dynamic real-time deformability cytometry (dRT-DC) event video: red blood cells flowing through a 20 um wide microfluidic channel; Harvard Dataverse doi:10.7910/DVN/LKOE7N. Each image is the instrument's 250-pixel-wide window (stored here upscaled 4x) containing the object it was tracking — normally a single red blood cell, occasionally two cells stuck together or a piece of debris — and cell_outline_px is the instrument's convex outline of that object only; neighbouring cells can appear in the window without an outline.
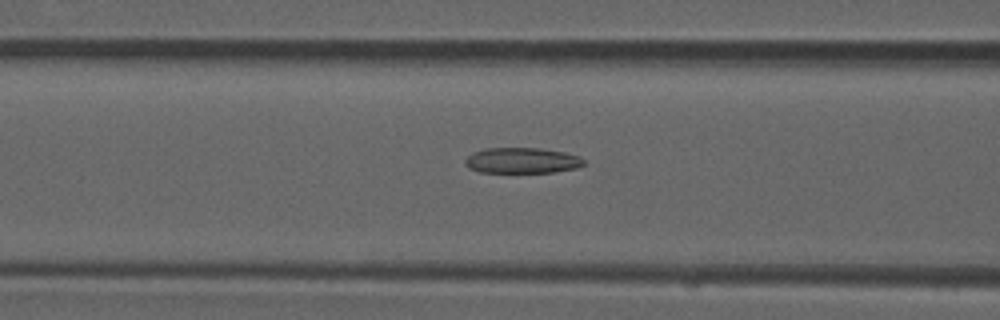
{"species": "common noctule bat (a hibernating species)", "species_latin": "Nyctalus noctula", "temperature_condition": "room temperature", "stored_images_in_passage": 44, "camera_frame_rate_fps": 3000, "um_per_image_px": 0.085, "animal": {"sex": "male", "forearm_length_mm": 52.5}, "frame": {"image": 1, "passage_image": 21, "time_ms": 6.667, "image_size_px": [1000, 320], "cell_outline_px": [[588, 160], [584, 164], [576, 168], [552, 172], [480, 172], [468, 168], [464, 164], [464, 160], [472, 152], [484, 148], [540, 148], [564, 152], [580, 156]], "centroid_in_image_um": [44.37, 13.63], "position_along_channel_um": 122.2, "area_um2": 17.92}}
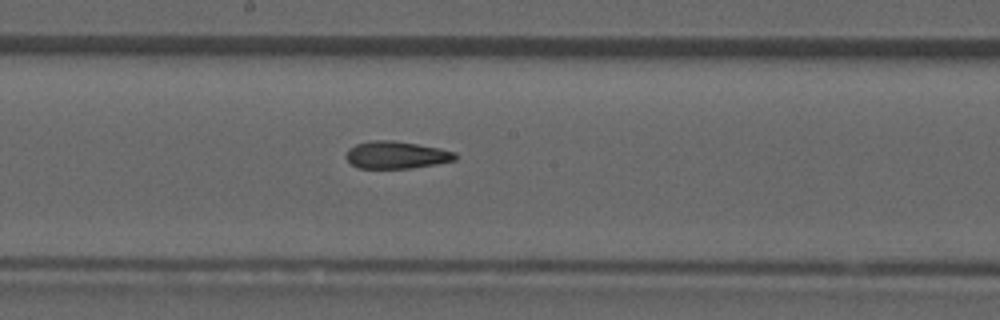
{"frame": {"image": 2, "passage_image": 28, "time_ms": 9.0, "image_size_px": [1000, 320], "cell_outline_px": [[456, 160], [436, 164], [412, 168], [356, 168], [344, 156], [348, 148], [356, 144], [372, 140], [392, 140], [440, 148], [456, 152]], "centroid_in_image_um": [33.67, 13.17], "position_along_channel_um": 214.5, "area_um2": 17.46}}
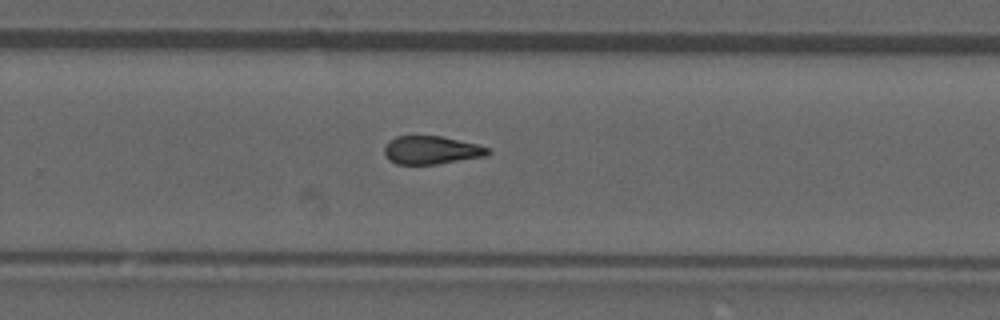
{"frame": {"image": 3, "passage_image": 34, "time_ms": 11.0, "image_size_px": [1000, 320], "cell_outline_px": [[492, 152], [488, 156], [436, 164], [396, 164], [388, 160], [384, 152], [384, 148], [396, 136], [440, 136], [476, 144], [488, 148]], "centroid_in_image_um": [36.69, 12.77], "position_along_channel_um": 293.1, "area_um2": 16.88}, "authors_computed_cell_mechanics": {"area_um2": 18.2937, "velocity_mm_per_s": 3.9522, "shape_relaxation_time_tau1_ms": null, "shape_relaxation_time_tau2_ms": 3.4323, "deformation_change_tau1": null, "deformation_change_tau2": 0.1186}}